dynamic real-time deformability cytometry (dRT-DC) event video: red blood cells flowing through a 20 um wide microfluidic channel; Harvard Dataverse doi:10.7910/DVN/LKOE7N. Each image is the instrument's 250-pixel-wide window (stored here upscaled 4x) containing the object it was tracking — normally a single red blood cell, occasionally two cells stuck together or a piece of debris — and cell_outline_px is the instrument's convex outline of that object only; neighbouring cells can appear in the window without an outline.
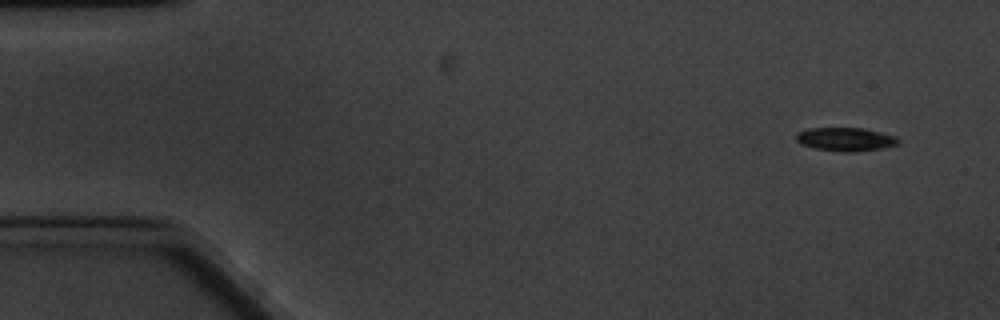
{"species": "common noctule bat (a hibernating species)", "species_latin": "Nyctalus noctula", "temperature_condition": "cold", "stored_images_in_passage": 4, "camera_frame_rate_fps": 3000, "um_per_image_px": 0.085, "animal": {"sex": "male", "body_mass_g": 20.1, "forearm_length_mm": 53.5}, "frame": {"image": 1, "passage_image": 1, "time_ms": 0.0, "image_size_px": [1000, 320], "cell_outline_px": [[900, 140], [896, 144], [884, 148], [852, 152], [844, 152], [816, 148], [800, 144], [796, 140], [796, 132], [808, 128], [860, 128], [880, 132], [896, 136]], "centroid_in_image_um": [71.85, 11.83], "position_along_channel_um": 13.2, "area_um2": 13.93}}
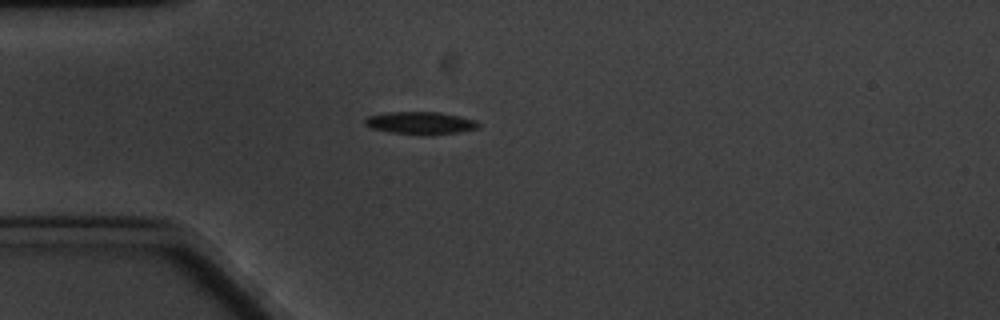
{"frame": {"image": 2, "passage_image": 4, "time_ms": 4.0, "image_size_px": [1000, 320], "cell_outline_px": [[480, 128], [456, 132], [392, 132], [372, 128], [364, 124], [364, 120], [368, 116], [388, 112], [440, 112], [460, 116], [476, 120], [480, 124]], "centroid_in_image_um": [35.75, 10.4], "position_along_channel_um": 49.3, "area_um2": 14.05}}